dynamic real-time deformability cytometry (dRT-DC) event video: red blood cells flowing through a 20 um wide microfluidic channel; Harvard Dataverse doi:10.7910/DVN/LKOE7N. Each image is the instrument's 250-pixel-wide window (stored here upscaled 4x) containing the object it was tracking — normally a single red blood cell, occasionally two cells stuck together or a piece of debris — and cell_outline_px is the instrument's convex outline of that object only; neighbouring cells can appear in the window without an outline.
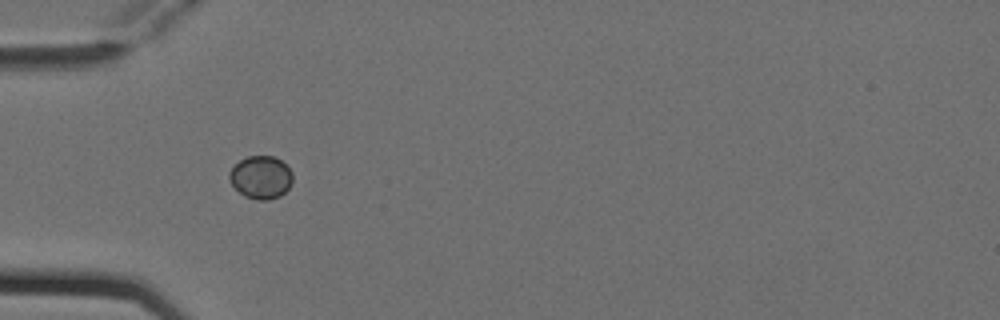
{"species": "Egyptian fruit bat (a non-hibernating species)", "species_latin": "Rousettus aegyptiacus", "temperature_condition": "cold", "stored_images_in_passage": 2, "camera_frame_rate_fps": 3000, "um_per_image_px": 0.085, "animal": {"sex": "female"}, "frame": {"image": 1, "passage_image": 1, "time_ms": 0.0, "image_size_px": [1000, 320], "cell_outline_px": [[292, 184], [280, 196], [268, 200], [256, 200], [244, 196], [232, 184], [228, 176], [228, 172], [240, 160], [248, 156], [272, 156], [280, 160], [292, 172]], "centroid_in_image_um": [22.17, 15.08], "position_along_channel_um": 62.8, "area_um2": 15.72}}
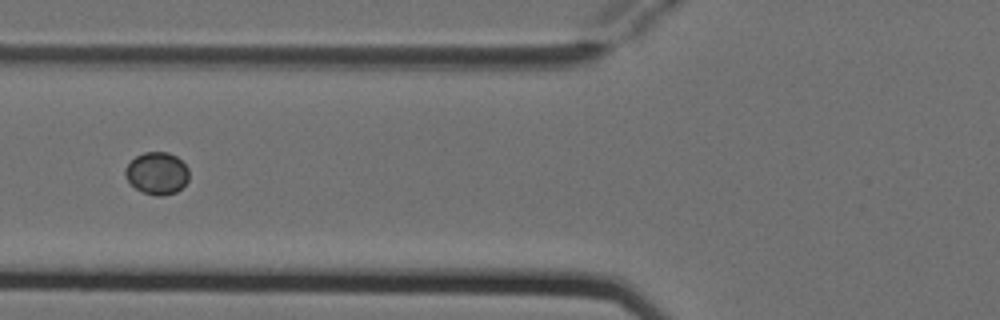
{"frame": {"image": 2, "passage_image": 2, "time_ms": 0.333, "image_size_px": [1000, 320], "cell_outline_px": [[188, 180], [176, 192], [164, 196], [156, 196], [144, 192], [136, 188], [128, 180], [124, 172], [124, 168], [136, 156], [144, 152], [168, 152], [176, 156], [188, 168]], "centroid_in_image_um": [13.34, 14.72], "position_along_channel_um": 112.5, "area_um2": 15.55}}